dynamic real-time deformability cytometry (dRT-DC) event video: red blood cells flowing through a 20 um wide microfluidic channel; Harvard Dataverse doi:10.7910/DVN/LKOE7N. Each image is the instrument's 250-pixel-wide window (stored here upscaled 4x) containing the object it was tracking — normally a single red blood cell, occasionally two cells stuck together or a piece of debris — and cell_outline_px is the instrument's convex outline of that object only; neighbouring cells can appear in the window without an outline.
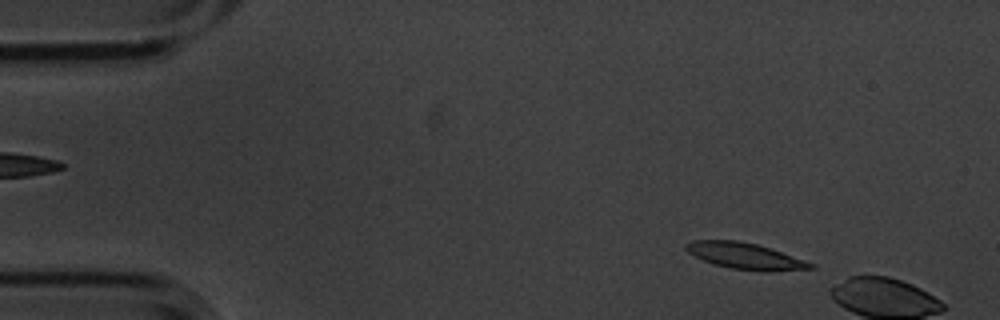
{"species": "common noctule bat (a hibernating species)", "species_latin": "Nyctalus noctula", "temperature_condition": "cold", "stored_images_in_passage": 2, "camera_frame_rate_fps": 3000, "um_per_image_px": 0.085, "animal": {"sex": "male", "body_mass_g": 20.1, "forearm_length_mm": 53.5}, "frame": {"image": 1, "passage_image": 1, "time_ms": 0.0, "image_size_px": [1000, 320], "cell_outline_px": [[816, 268], [764, 272], [732, 268], [716, 264], [704, 260], [688, 252], [684, 248], [684, 244], [692, 240], [740, 240], [756, 244], [816, 264]], "centroid_in_image_um": [63.33, 21.75], "position_along_channel_um": 21.7, "area_um2": 18.84}}